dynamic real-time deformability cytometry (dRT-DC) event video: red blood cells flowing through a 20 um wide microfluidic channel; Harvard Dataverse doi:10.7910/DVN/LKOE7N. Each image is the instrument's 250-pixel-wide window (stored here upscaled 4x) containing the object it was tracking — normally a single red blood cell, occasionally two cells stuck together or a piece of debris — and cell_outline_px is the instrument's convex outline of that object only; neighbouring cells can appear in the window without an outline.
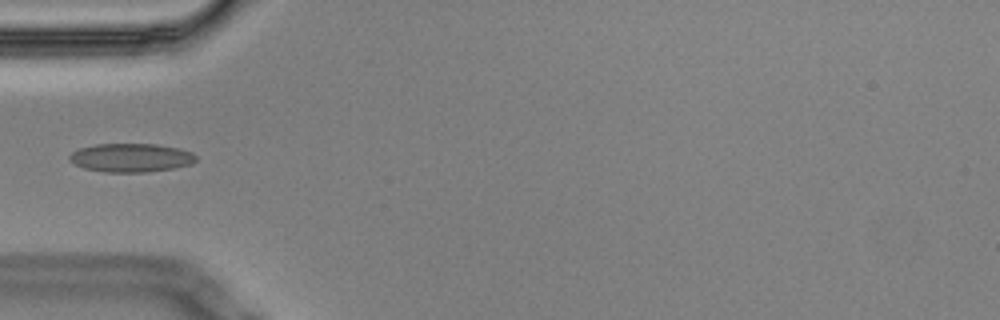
{"species": "Egyptian fruit bat (a non-hibernating species)", "species_latin": "Rousettus aegyptiacus", "temperature_condition": "cold", "stored_images_in_passage": 8, "camera_frame_rate_fps": 3000, "um_per_image_px": 0.085, "animal": {"sex": "male"}, "frame": {"image": 1, "passage_image": 4, "time_ms": 1.0, "image_size_px": [1000, 320], "cell_outline_px": [[196, 160], [192, 164], [172, 168], [148, 172], [104, 172], [84, 168], [68, 160], [68, 156], [72, 152], [80, 148], [96, 144], [156, 144], [180, 148], [192, 152], [196, 156]], "centroid_in_image_um": [11.14, 13.4], "position_along_channel_um": 73.9, "area_um2": 21.15}}
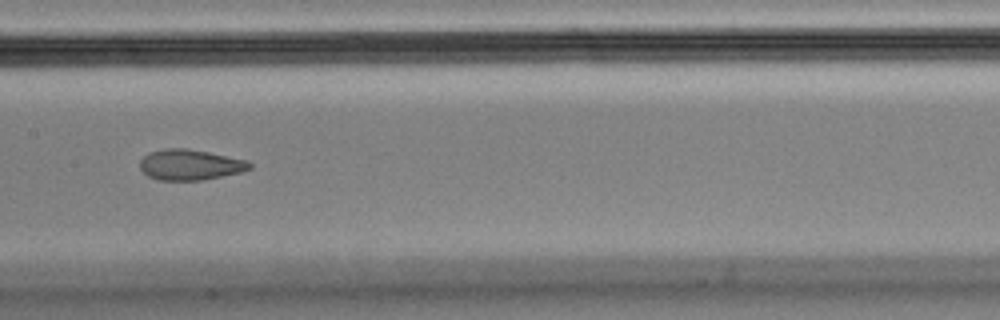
{"frame": {"image": 2, "passage_image": 7, "time_ms": 2.0, "image_size_px": [1000, 320], "cell_outline_px": [[252, 168], [240, 172], [204, 180], [160, 180], [148, 176], [140, 168], [140, 160], [148, 152], [164, 148], [184, 148], [208, 152], [248, 160], [252, 164]], "centroid_in_image_um": [16.16, 14.0], "position_along_channel_um": 191.2, "area_um2": 19.59}}
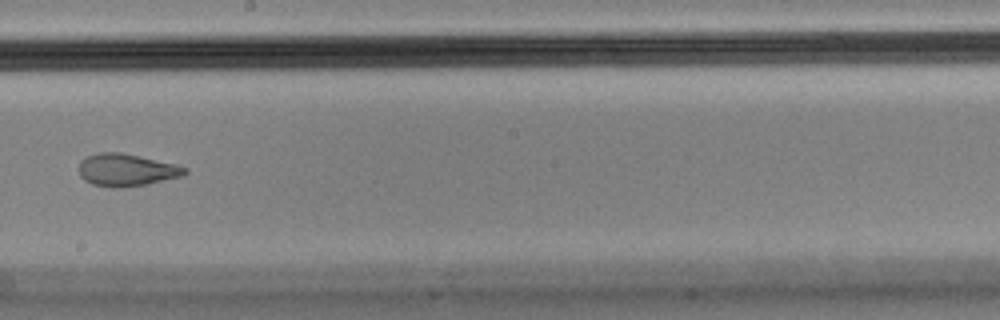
{"frame": {"image": 3, "passage_image": 8, "time_ms": 2.333, "image_size_px": [1000, 320], "cell_outline_px": [[188, 172], [184, 176], [148, 184], [120, 188], [112, 188], [92, 184], [84, 180], [80, 176], [80, 160], [96, 152], [120, 152], [176, 164], [188, 168]], "centroid_in_image_um": [10.77, 14.45], "position_along_channel_um": 237.4, "area_um2": 20.17}}